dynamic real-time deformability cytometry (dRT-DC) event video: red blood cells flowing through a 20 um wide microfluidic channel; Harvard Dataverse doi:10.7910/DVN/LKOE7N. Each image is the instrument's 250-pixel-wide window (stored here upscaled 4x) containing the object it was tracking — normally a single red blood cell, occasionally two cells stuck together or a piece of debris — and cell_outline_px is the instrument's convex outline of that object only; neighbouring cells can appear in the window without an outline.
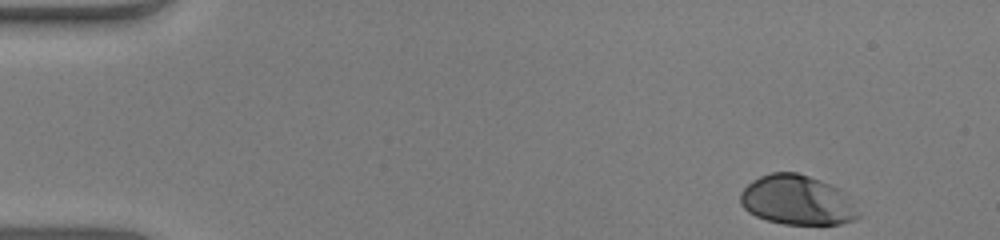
{"species": "human", "species_latin": "Homo sapiens", "temperature_condition": "warm", "stored_images_in_passage": 49, "camera_frame_rate_fps": 3000, "um_per_image_px": 0.085, "donor": {"sex": "male"}, "frame": {"image": 1, "passage_image": 1, "time_ms": 0.0, "image_size_px": [1000, 240], "cell_outline_px": [[860, 216], [856, 220], [840, 224], [784, 224], [768, 220], [756, 216], [748, 212], [740, 204], [740, 192], [752, 180], [760, 176], [772, 172], [796, 172], [820, 180], [844, 192], [860, 212]], "centroid_in_image_um": [67.75, 17.02], "position_along_channel_um": 17.3, "area_um2": 34.1}}
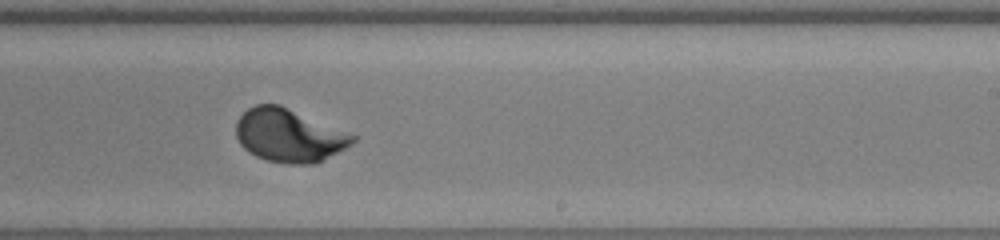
{"frame": {"image": 2, "passage_image": 29, "time_ms": 9.333, "image_size_px": [1000, 240], "cell_outline_px": [[356, 140], [352, 144], [316, 164], [288, 164], [268, 160], [256, 156], [244, 148], [240, 144], [236, 136], [236, 120], [248, 108], [256, 104], [280, 104], [348, 132], [356, 136]], "centroid_in_image_um": [24.56, 11.51], "position_along_channel_um": 264.4, "area_um2": 36.13}}
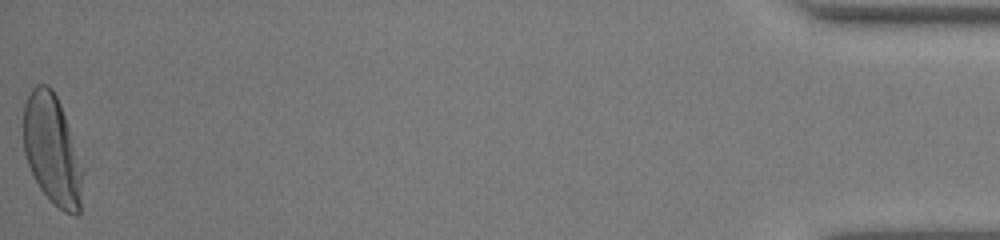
{"frame": {"image": 3, "passage_image": 49, "time_ms": 16.0, "image_size_px": [1000, 240], "cell_outline_px": [[84, 172], [80, 212], [76, 216], [64, 212], [52, 204], [40, 188], [28, 164], [24, 152], [24, 104], [32, 88], [36, 84], [48, 84], [52, 88], [60, 104], [84, 168]], "centroid_in_image_um": [4.46, 12.78], "position_along_channel_um": 430.7, "area_um2": 38.21}}